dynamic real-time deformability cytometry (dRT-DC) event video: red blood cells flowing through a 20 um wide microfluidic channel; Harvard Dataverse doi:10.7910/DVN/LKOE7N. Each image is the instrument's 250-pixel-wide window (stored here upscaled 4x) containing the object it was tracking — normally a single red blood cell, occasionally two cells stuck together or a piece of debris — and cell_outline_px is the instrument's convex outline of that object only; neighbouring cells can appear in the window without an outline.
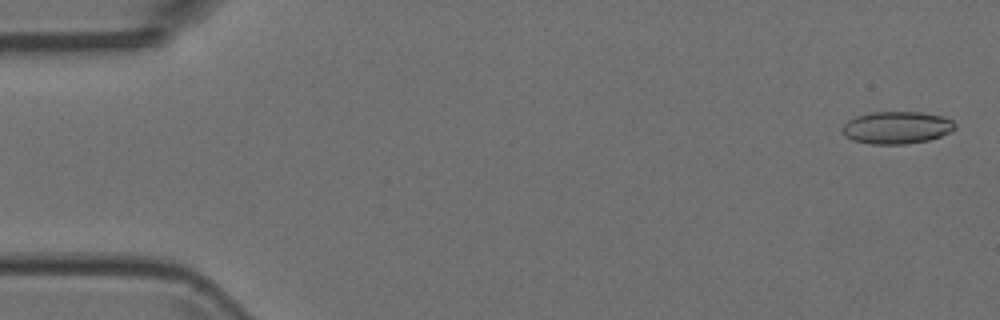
{"species": "Egyptian fruit bat (a non-hibernating species)", "species_latin": "Rousettus aegyptiacus", "temperature_condition": "room temperature", "stored_images_in_passage": 5, "camera_frame_rate_fps": 3000, "um_per_image_px": 0.085, "animal": {"sex": "female"}, "frame": {"image": 1, "passage_image": 1, "time_ms": 0.0, "image_size_px": [1000, 320], "cell_outline_px": [[956, 128], [940, 136], [928, 140], [904, 144], [872, 144], [852, 140], [844, 136], [840, 132], [840, 128], [848, 120], [856, 116], [868, 112], [920, 112], [944, 116], [952, 120], [956, 124]], "centroid_in_image_um": [76.18, 10.84], "position_along_channel_um": 8.8, "area_um2": 21.44}}